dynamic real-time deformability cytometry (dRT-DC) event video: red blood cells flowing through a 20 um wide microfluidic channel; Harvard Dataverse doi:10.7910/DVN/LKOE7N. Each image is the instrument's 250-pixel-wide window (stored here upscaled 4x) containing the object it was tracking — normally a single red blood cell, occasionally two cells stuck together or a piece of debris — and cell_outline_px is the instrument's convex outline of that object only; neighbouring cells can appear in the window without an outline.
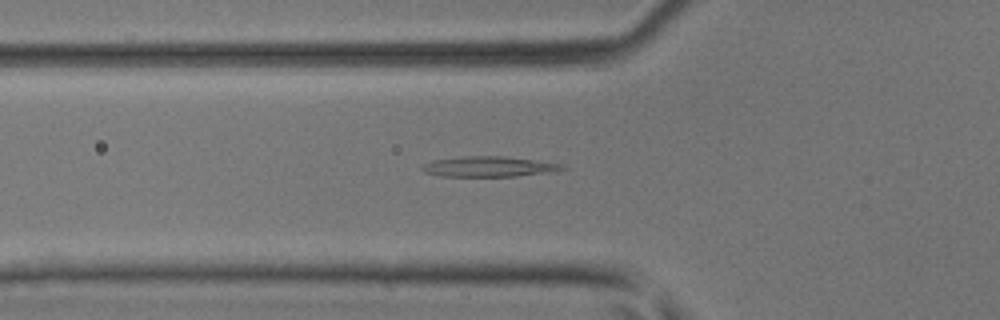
{"species": "common noctule bat (a hibernating species)", "species_latin": "Nyctalus noctula", "temperature_condition": "room temperature", "stored_images_in_passage": 35, "camera_frame_rate_fps": 3000, "um_per_image_px": 0.085, "animal": {"sex": "male", "body_mass_g": 17.9, "forearm_length_mm": 54.2}, "frame": {"image": 1, "passage_image": 5, "time_ms": 1.333, "image_size_px": [1000, 320], "cell_outline_px": [[568, 168], [552, 172], [516, 176], [440, 176], [424, 172], [420, 168], [424, 164], [432, 160], [460, 156], [504, 156], [564, 164]], "centroid_in_image_um": [41.56, 14.16], "position_along_channel_um": 84.2, "area_um2": 16.7}}
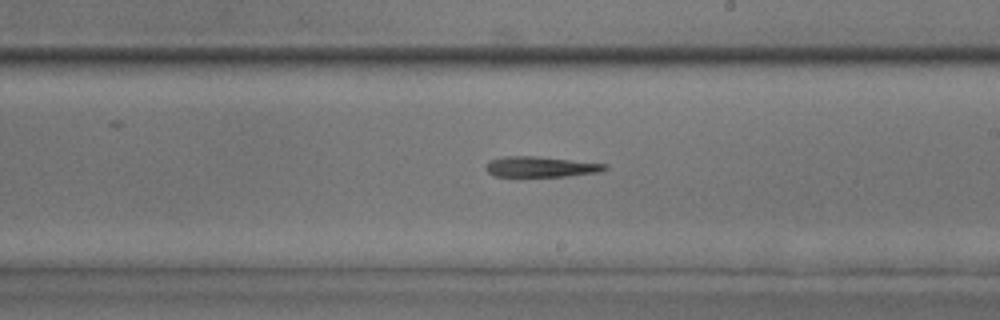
{"frame": {"image": 2, "passage_image": 16, "time_ms": 5.0, "image_size_px": [1000, 320], "cell_outline_px": [[608, 168], [600, 172], [568, 176], [492, 176], [484, 168], [492, 160], [504, 156], [536, 156], [608, 164]], "centroid_in_image_um": [45.99, 14.18], "position_along_channel_um": 243.0, "area_um2": 14.16}}
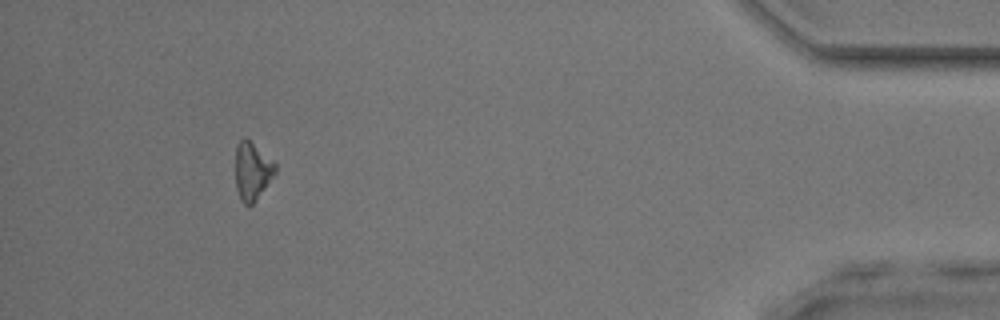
{"frame": {"image": 3, "passage_image": 32, "time_ms": 10.333, "image_size_px": [1000, 320], "cell_outline_px": [[276, 176], [252, 204], [244, 204], [240, 200], [236, 188], [236, 148], [240, 140], [244, 136], [272, 160], [276, 164]], "centroid_in_image_um": [21.46, 14.56], "position_along_channel_um": 413.7, "area_um2": 13.41}}